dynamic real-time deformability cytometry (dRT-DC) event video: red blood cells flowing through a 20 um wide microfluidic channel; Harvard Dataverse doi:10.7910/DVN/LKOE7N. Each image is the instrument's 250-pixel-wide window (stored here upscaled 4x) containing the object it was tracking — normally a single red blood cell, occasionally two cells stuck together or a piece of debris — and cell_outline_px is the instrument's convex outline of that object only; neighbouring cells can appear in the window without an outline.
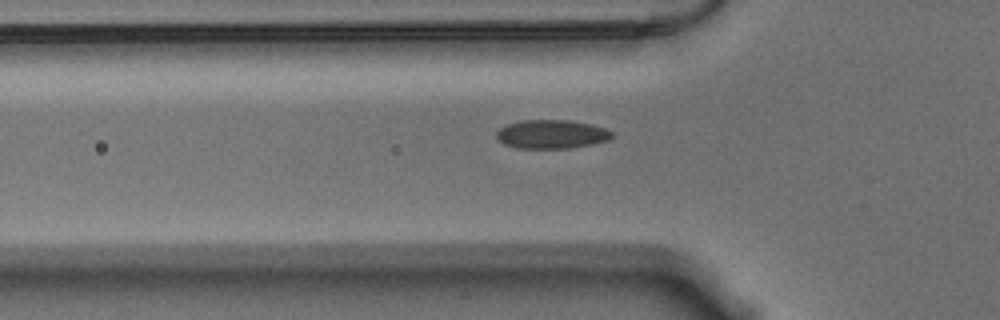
{"species": "Egyptian fruit bat (a non-hibernating species)", "species_latin": "Rousettus aegyptiacus", "temperature_condition": "warm", "stored_images_in_passage": 41, "camera_frame_rate_fps": 3000, "um_per_image_px": 0.085, "animal": {"sex": "male"}, "frame": {"image": 1, "passage_image": 8, "time_ms": 2.333, "image_size_px": [1000, 320], "cell_outline_px": [[612, 136], [608, 140], [592, 144], [572, 148], [516, 148], [504, 144], [496, 136], [496, 132], [500, 128], [508, 124], [520, 120], [568, 120], [592, 124], [604, 128], [612, 132]], "centroid_in_image_um": [46.88, 11.4], "position_along_channel_um": 78.9, "area_um2": 19.31}}
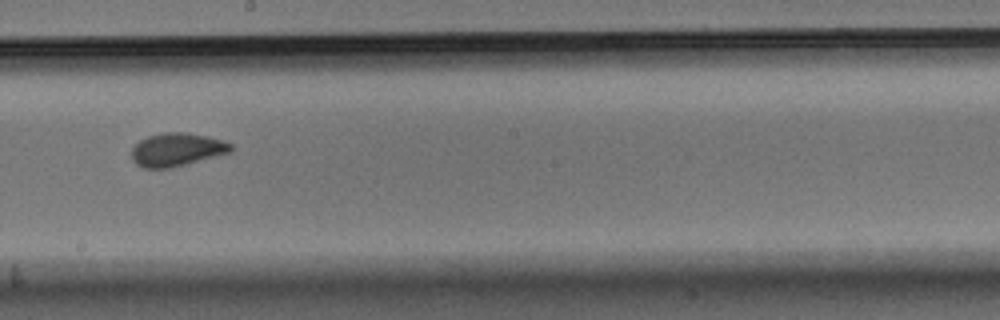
{"frame": {"image": 2, "passage_image": 21, "time_ms": 6.667, "image_size_px": [1000, 320], "cell_outline_px": [[236, 148], [232, 152], [172, 168], [144, 168], [136, 164], [132, 160], [132, 148], [140, 140], [148, 136], [168, 132], [188, 132], [208, 136], [224, 140], [232, 144]], "centroid_in_image_um": [15.09, 12.72], "position_along_channel_um": 233.1, "area_um2": 19.48}}
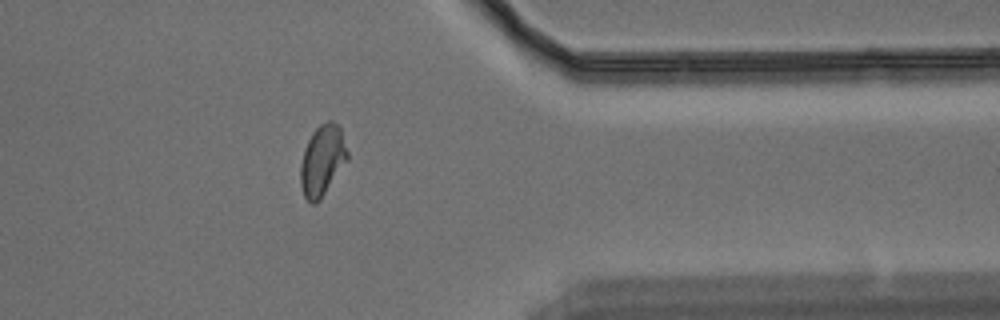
{"frame": {"image": 3, "passage_image": 35, "time_ms": 11.333, "image_size_px": [1000, 320], "cell_outline_px": [[348, 160], [320, 200], [316, 204], [312, 204], [304, 196], [300, 184], [300, 164], [304, 148], [312, 132], [320, 124], [328, 120], [332, 120], [340, 128], [348, 152]], "centroid_in_image_um": [27.39, 13.64], "position_along_channel_um": 384.0, "area_um2": 19.42}}